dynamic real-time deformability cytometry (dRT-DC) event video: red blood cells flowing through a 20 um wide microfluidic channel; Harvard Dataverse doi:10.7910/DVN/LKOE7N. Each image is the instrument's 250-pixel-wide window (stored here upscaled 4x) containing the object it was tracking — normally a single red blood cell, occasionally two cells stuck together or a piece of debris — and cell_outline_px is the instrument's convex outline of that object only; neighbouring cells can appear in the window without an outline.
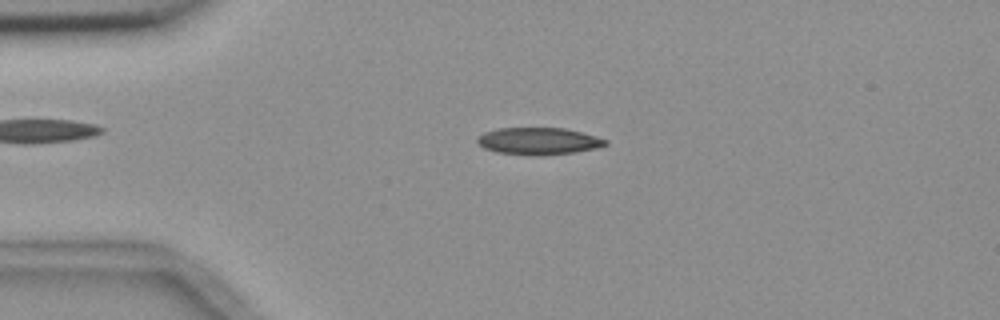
{"species": "common noctule bat (a hibernating species)", "species_latin": "Nyctalus noctula", "temperature_condition": "room temperature", "stored_images_in_passage": 9, "camera_frame_rate_fps": 3000, "um_per_image_px": 0.085, "animal": {"sex": "female", "body_mass_g": 18.4}, "frame": {"image": 1, "passage_image": 3, "time_ms": 2.0, "image_size_px": [1000, 320], "cell_outline_px": [[608, 144], [596, 148], [572, 152], [544, 156], [536, 156], [496, 152], [484, 148], [476, 140], [476, 136], [484, 132], [496, 128], [564, 128], [596, 136], [608, 140]], "centroid_in_image_um": [45.74, 11.99], "position_along_channel_um": 39.3, "area_um2": 20.29}}
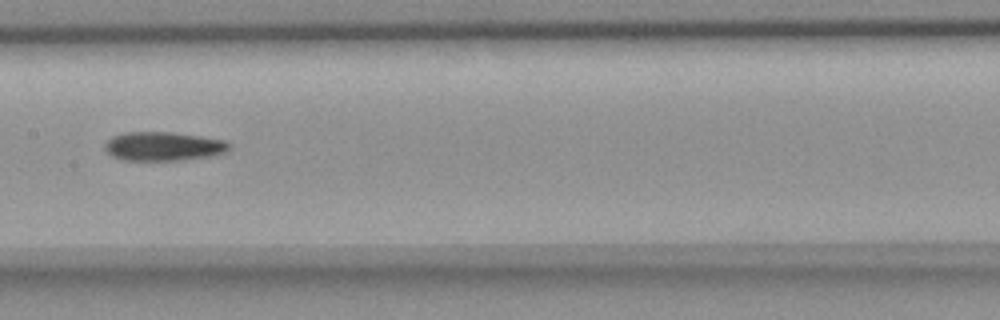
{"frame": {"image": 2, "passage_image": 7, "time_ms": 7.0, "image_size_px": [1000, 320], "cell_outline_px": [[232, 148], [224, 152], [208, 156], [176, 160], [124, 160], [112, 156], [104, 148], [104, 144], [112, 136], [124, 132], [172, 132], [228, 140], [232, 144]], "centroid_in_image_um": [13.9, 12.42], "position_along_channel_um": 193.5, "area_um2": 20.98}}
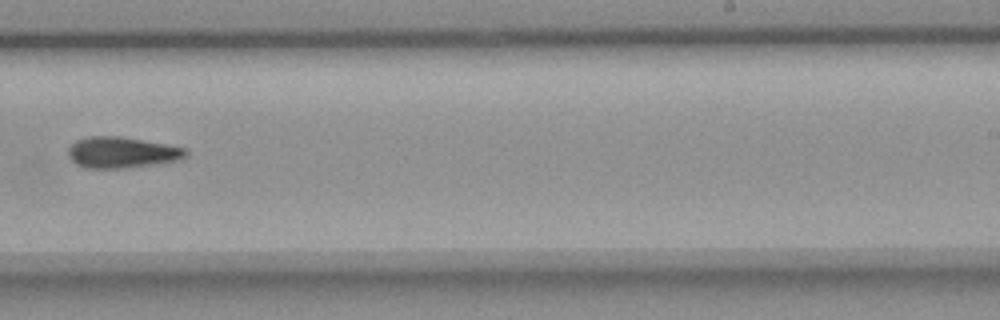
{"frame": {"image": 3, "passage_image": 9, "time_ms": 9.333, "image_size_px": [1000, 320], "cell_outline_px": [[188, 156], [180, 160], [124, 168], [88, 168], [76, 164], [68, 156], [68, 148], [76, 140], [88, 136], [120, 136], [168, 144], [184, 148], [188, 152]], "centroid_in_image_um": [10.36, 12.95], "position_along_channel_um": 278.6, "area_um2": 21.33}}